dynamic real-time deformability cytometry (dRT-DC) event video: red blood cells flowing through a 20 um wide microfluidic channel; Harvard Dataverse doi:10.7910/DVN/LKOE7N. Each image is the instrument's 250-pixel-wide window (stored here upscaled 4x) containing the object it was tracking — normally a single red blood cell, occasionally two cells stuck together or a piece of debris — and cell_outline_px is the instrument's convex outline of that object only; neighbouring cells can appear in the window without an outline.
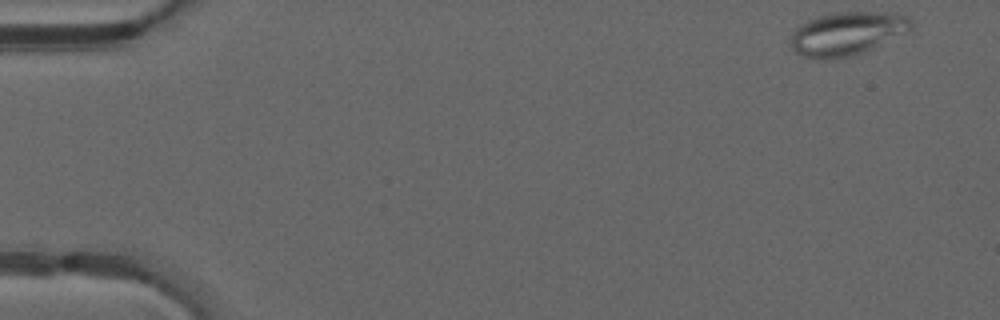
{"species": "common noctule bat (a hibernating species)", "species_latin": "Nyctalus noctula", "temperature_condition": "warm", "stored_images_in_passage": 47, "camera_frame_rate_fps": 3000, "um_per_image_px": 0.085, "animal": {"sex": "male", "forearm_length_mm": 52.5}, "frame": {"image": 1, "passage_image": 1, "time_ms": 0.0, "image_size_px": [1000, 320], "cell_outline_px": [[912, 28], [908, 32], [864, 52], [852, 56], [800, 56], [792, 48], [792, 32], [800, 24], [808, 20], [820, 16], [836, 12], [896, 12], [908, 16], [912, 20]], "centroid_in_image_um": [72.08, 2.8], "position_along_channel_um": 12.9, "area_um2": 29.94}}
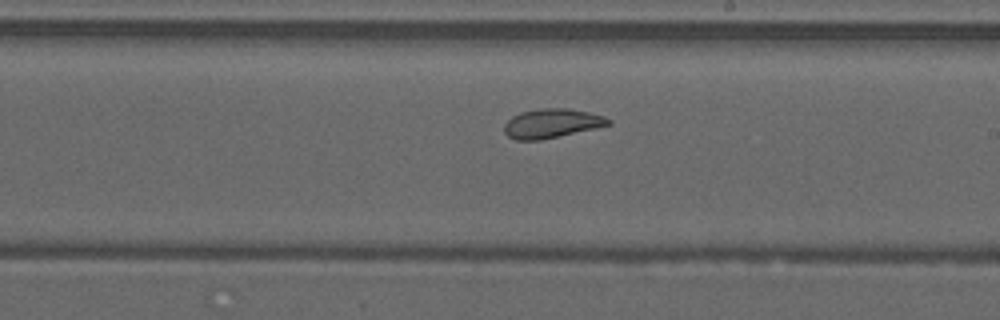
{"frame": {"image": 2, "passage_image": 27, "time_ms": 8.667, "image_size_px": [1000, 320], "cell_outline_px": [[612, 124], [596, 128], [540, 140], [516, 140], [508, 136], [504, 132], [504, 124], [512, 116], [520, 112], [540, 108], [568, 108], [588, 112], [604, 116], [612, 120]], "centroid_in_image_um": [46.9, 10.48], "position_along_channel_um": 242.1, "area_um2": 17.74}}
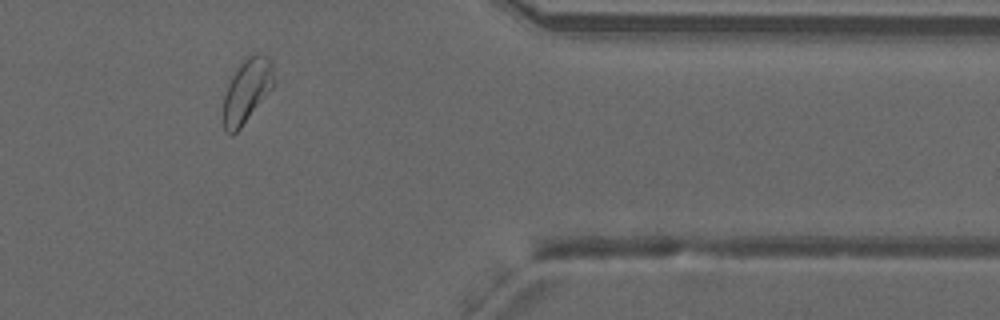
{"frame": {"image": 3, "passage_image": 39, "time_ms": 12.667, "image_size_px": [1000, 320], "cell_outline_px": [[276, 84], [240, 128], [232, 136], [228, 136], [224, 132], [220, 116], [224, 96], [228, 84], [236, 68], [252, 52], [260, 52], [268, 56], [272, 60], [276, 80]], "centroid_in_image_um": [20.97, 7.72], "position_along_channel_um": 390.4, "area_um2": 19.77}, "authors_computed_cell_mechanics": {"area_um2": 21.7328, "velocity_mm_per_s": 4.2008, "shape_relaxation_time_tau1_ms": null, "shape_relaxation_time_tau2_ms": 1.2241, "deformation_change_tau1": null, "deformation_change_tau2": 0.0653}}